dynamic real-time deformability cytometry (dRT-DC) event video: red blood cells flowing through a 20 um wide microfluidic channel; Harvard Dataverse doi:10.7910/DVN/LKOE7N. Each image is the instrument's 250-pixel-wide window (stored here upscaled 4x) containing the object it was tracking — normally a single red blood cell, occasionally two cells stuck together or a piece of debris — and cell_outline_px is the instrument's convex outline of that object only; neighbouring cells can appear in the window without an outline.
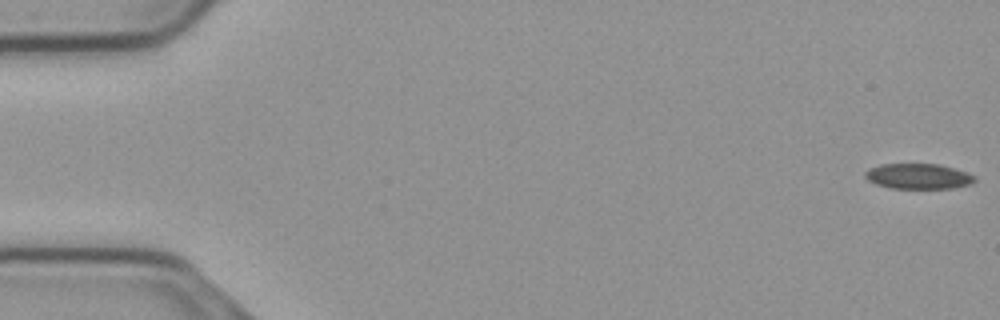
{"species": "common noctule bat (a hibernating species)", "species_latin": "Nyctalus noctula", "temperature_condition": "cold", "stored_images_in_passage": 17, "camera_frame_rate_fps": 3000, "um_per_image_px": 0.085, "animal": {"sex": "male", "body_mass_g": 23.1, "forearm_length_mm": 52.7}, "frame": {"image": 1, "passage_image": 1, "time_ms": 0.0, "image_size_px": [1000, 320], "cell_outline_px": [[976, 180], [968, 184], [952, 188], [892, 188], [876, 184], [868, 180], [864, 176], [864, 172], [880, 164], [940, 164], [968, 172], [976, 176]], "centroid_in_image_um": [78.07, 14.97], "position_along_channel_um": 6.9, "area_um2": 16.13}}
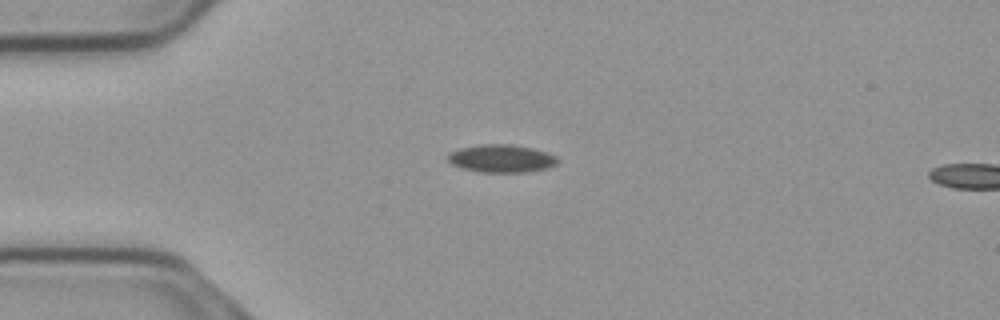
{"frame": {"image": 2, "passage_image": 14, "time_ms": 4.333, "image_size_px": [1000, 320], "cell_outline_px": [[560, 160], [556, 164], [548, 168], [524, 172], [480, 172], [460, 168], [452, 164], [448, 160], [448, 156], [452, 152], [460, 148], [488, 144], [508, 144], [528, 148], [544, 152], [556, 156]], "centroid_in_image_um": [42.62, 13.49], "position_along_channel_um": 42.4, "area_um2": 17.46}}